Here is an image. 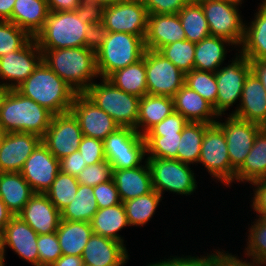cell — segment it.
I'll return each instance as SVG.
<instances>
[{"mask_svg": "<svg viewBox=\"0 0 266 266\" xmlns=\"http://www.w3.org/2000/svg\"><path fill=\"white\" fill-rule=\"evenodd\" d=\"M53 114L17 89L4 90L0 97V124L7 133L24 132L43 137Z\"/></svg>", "mask_w": 266, "mask_h": 266, "instance_id": "1", "label": "cell"}, {"mask_svg": "<svg viewBox=\"0 0 266 266\" xmlns=\"http://www.w3.org/2000/svg\"><path fill=\"white\" fill-rule=\"evenodd\" d=\"M40 50L45 64L77 93H84L99 78L96 53L86 47Z\"/></svg>", "mask_w": 266, "mask_h": 266, "instance_id": "2", "label": "cell"}, {"mask_svg": "<svg viewBox=\"0 0 266 266\" xmlns=\"http://www.w3.org/2000/svg\"><path fill=\"white\" fill-rule=\"evenodd\" d=\"M53 115L70 112L77 92L62 80L44 61L16 88Z\"/></svg>", "mask_w": 266, "mask_h": 266, "instance_id": "3", "label": "cell"}, {"mask_svg": "<svg viewBox=\"0 0 266 266\" xmlns=\"http://www.w3.org/2000/svg\"><path fill=\"white\" fill-rule=\"evenodd\" d=\"M145 37L125 32H109L102 47L96 52L99 78L136 63L146 51Z\"/></svg>", "mask_w": 266, "mask_h": 266, "instance_id": "4", "label": "cell"}, {"mask_svg": "<svg viewBox=\"0 0 266 266\" xmlns=\"http://www.w3.org/2000/svg\"><path fill=\"white\" fill-rule=\"evenodd\" d=\"M83 22L76 11H49L42 30L34 37L40 49L85 47Z\"/></svg>", "mask_w": 266, "mask_h": 266, "instance_id": "5", "label": "cell"}, {"mask_svg": "<svg viewBox=\"0 0 266 266\" xmlns=\"http://www.w3.org/2000/svg\"><path fill=\"white\" fill-rule=\"evenodd\" d=\"M100 82H94L84 94L120 127L137 131L140 98L117 88L107 78H102Z\"/></svg>", "mask_w": 266, "mask_h": 266, "instance_id": "6", "label": "cell"}, {"mask_svg": "<svg viewBox=\"0 0 266 266\" xmlns=\"http://www.w3.org/2000/svg\"><path fill=\"white\" fill-rule=\"evenodd\" d=\"M146 158L151 170L153 189L162 197L165 191L188 196L197 190L198 182L191 165L177 159Z\"/></svg>", "mask_w": 266, "mask_h": 266, "instance_id": "7", "label": "cell"}, {"mask_svg": "<svg viewBox=\"0 0 266 266\" xmlns=\"http://www.w3.org/2000/svg\"><path fill=\"white\" fill-rule=\"evenodd\" d=\"M197 1L204 11L210 34L225 38L232 42L234 47L239 48L244 38L246 22L239 13L242 3L236 0Z\"/></svg>", "mask_w": 266, "mask_h": 266, "instance_id": "8", "label": "cell"}, {"mask_svg": "<svg viewBox=\"0 0 266 266\" xmlns=\"http://www.w3.org/2000/svg\"><path fill=\"white\" fill-rule=\"evenodd\" d=\"M104 154L112 169H132L146 157L145 139L135 129L119 127L103 140Z\"/></svg>", "mask_w": 266, "mask_h": 266, "instance_id": "9", "label": "cell"}, {"mask_svg": "<svg viewBox=\"0 0 266 266\" xmlns=\"http://www.w3.org/2000/svg\"><path fill=\"white\" fill-rule=\"evenodd\" d=\"M239 53V54H238ZM231 63L224 64L215 72L217 83L216 113L225 116V112L241 100L244 82L251 72L250 61L240 52ZM226 65V66H225Z\"/></svg>", "mask_w": 266, "mask_h": 266, "instance_id": "10", "label": "cell"}, {"mask_svg": "<svg viewBox=\"0 0 266 266\" xmlns=\"http://www.w3.org/2000/svg\"><path fill=\"white\" fill-rule=\"evenodd\" d=\"M226 114L227 117L224 122L221 119V115L218 117L216 124L223 130L226 138L231 163V183H235V172L243 165L246 156L253 147L257 133L263 127L259 124L236 118L230 112L229 115L228 113Z\"/></svg>", "mask_w": 266, "mask_h": 266, "instance_id": "11", "label": "cell"}, {"mask_svg": "<svg viewBox=\"0 0 266 266\" xmlns=\"http://www.w3.org/2000/svg\"><path fill=\"white\" fill-rule=\"evenodd\" d=\"M42 61L43 53L34 38L23 48L0 57V88L16 89Z\"/></svg>", "mask_w": 266, "mask_h": 266, "instance_id": "12", "label": "cell"}, {"mask_svg": "<svg viewBox=\"0 0 266 266\" xmlns=\"http://www.w3.org/2000/svg\"><path fill=\"white\" fill-rule=\"evenodd\" d=\"M147 94L173 97L185 84V74L158 51H145Z\"/></svg>", "mask_w": 266, "mask_h": 266, "instance_id": "13", "label": "cell"}, {"mask_svg": "<svg viewBox=\"0 0 266 266\" xmlns=\"http://www.w3.org/2000/svg\"><path fill=\"white\" fill-rule=\"evenodd\" d=\"M198 163L206 168L213 180L230 187L231 163L226 138L216 123L211 124L205 131Z\"/></svg>", "mask_w": 266, "mask_h": 266, "instance_id": "14", "label": "cell"}, {"mask_svg": "<svg viewBox=\"0 0 266 266\" xmlns=\"http://www.w3.org/2000/svg\"><path fill=\"white\" fill-rule=\"evenodd\" d=\"M148 15L142 0H121L103 8L102 23L109 32H125L145 37Z\"/></svg>", "mask_w": 266, "mask_h": 266, "instance_id": "15", "label": "cell"}, {"mask_svg": "<svg viewBox=\"0 0 266 266\" xmlns=\"http://www.w3.org/2000/svg\"><path fill=\"white\" fill-rule=\"evenodd\" d=\"M83 136L77 118L70 111L53 115L41 142L60 160L78 150Z\"/></svg>", "mask_w": 266, "mask_h": 266, "instance_id": "16", "label": "cell"}, {"mask_svg": "<svg viewBox=\"0 0 266 266\" xmlns=\"http://www.w3.org/2000/svg\"><path fill=\"white\" fill-rule=\"evenodd\" d=\"M77 118L84 136L104 140L120 126L84 93H77L70 110Z\"/></svg>", "mask_w": 266, "mask_h": 266, "instance_id": "17", "label": "cell"}, {"mask_svg": "<svg viewBox=\"0 0 266 266\" xmlns=\"http://www.w3.org/2000/svg\"><path fill=\"white\" fill-rule=\"evenodd\" d=\"M60 172V161L40 142L25 161L23 178L35 193L44 194Z\"/></svg>", "mask_w": 266, "mask_h": 266, "instance_id": "18", "label": "cell"}, {"mask_svg": "<svg viewBox=\"0 0 266 266\" xmlns=\"http://www.w3.org/2000/svg\"><path fill=\"white\" fill-rule=\"evenodd\" d=\"M2 239L5 255L9 247L28 264L39 266L38 234L18 216H14L5 226Z\"/></svg>", "mask_w": 266, "mask_h": 266, "instance_id": "19", "label": "cell"}, {"mask_svg": "<svg viewBox=\"0 0 266 266\" xmlns=\"http://www.w3.org/2000/svg\"><path fill=\"white\" fill-rule=\"evenodd\" d=\"M17 216L38 235L56 232L61 221V212L42 193H35Z\"/></svg>", "mask_w": 266, "mask_h": 266, "instance_id": "20", "label": "cell"}, {"mask_svg": "<svg viewBox=\"0 0 266 266\" xmlns=\"http://www.w3.org/2000/svg\"><path fill=\"white\" fill-rule=\"evenodd\" d=\"M40 142L41 138L31 133H7L0 145V173L21 172L25 161Z\"/></svg>", "mask_w": 266, "mask_h": 266, "instance_id": "21", "label": "cell"}, {"mask_svg": "<svg viewBox=\"0 0 266 266\" xmlns=\"http://www.w3.org/2000/svg\"><path fill=\"white\" fill-rule=\"evenodd\" d=\"M231 115L266 127V92L252 71L244 82L240 104Z\"/></svg>", "mask_w": 266, "mask_h": 266, "instance_id": "22", "label": "cell"}, {"mask_svg": "<svg viewBox=\"0 0 266 266\" xmlns=\"http://www.w3.org/2000/svg\"><path fill=\"white\" fill-rule=\"evenodd\" d=\"M128 254L125 244L93 233L81 257L83 264L125 266L130 259Z\"/></svg>", "mask_w": 266, "mask_h": 266, "instance_id": "23", "label": "cell"}, {"mask_svg": "<svg viewBox=\"0 0 266 266\" xmlns=\"http://www.w3.org/2000/svg\"><path fill=\"white\" fill-rule=\"evenodd\" d=\"M145 47L158 51L176 41L186 40L178 14H149Z\"/></svg>", "mask_w": 266, "mask_h": 266, "instance_id": "24", "label": "cell"}, {"mask_svg": "<svg viewBox=\"0 0 266 266\" xmlns=\"http://www.w3.org/2000/svg\"><path fill=\"white\" fill-rule=\"evenodd\" d=\"M112 179L121 202L148 194L153 190L152 175L147 160L132 169H113Z\"/></svg>", "mask_w": 266, "mask_h": 266, "instance_id": "25", "label": "cell"}, {"mask_svg": "<svg viewBox=\"0 0 266 266\" xmlns=\"http://www.w3.org/2000/svg\"><path fill=\"white\" fill-rule=\"evenodd\" d=\"M172 98L174 111L180 113L189 122L214 124L218 120L219 116L213 106L185 84Z\"/></svg>", "mask_w": 266, "mask_h": 266, "instance_id": "26", "label": "cell"}, {"mask_svg": "<svg viewBox=\"0 0 266 266\" xmlns=\"http://www.w3.org/2000/svg\"><path fill=\"white\" fill-rule=\"evenodd\" d=\"M259 4L251 23H245L240 50L236 49L249 61L266 60V0Z\"/></svg>", "mask_w": 266, "mask_h": 266, "instance_id": "27", "label": "cell"}, {"mask_svg": "<svg viewBox=\"0 0 266 266\" xmlns=\"http://www.w3.org/2000/svg\"><path fill=\"white\" fill-rule=\"evenodd\" d=\"M48 14L46 0H16L11 22L34 38L42 30Z\"/></svg>", "mask_w": 266, "mask_h": 266, "instance_id": "28", "label": "cell"}, {"mask_svg": "<svg viewBox=\"0 0 266 266\" xmlns=\"http://www.w3.org/2000/svg\"><path fill=\"white\" fill-rule=\"evenodd\" d=\"M230 45L234 46L229 40L212 35L195 43L194 69L215 73L226 60Z\"/></svg>", "mask_w": 266, "mask_h": 266, "instance_id": "29", "label": "cell"}, {"mask_svg": "<svg viewBox=\"0 0 266 266\" xmlns=\"http://www.w3.org/2000/svg\"><path fill=\"white\" fill-rule=\"evenodd\" d=\"M174 112L173 98L146 94L140 98L137 132L144 136L152 127Z\"/></svg>", "mask_w": 266, "mask_h": 266, "instance_id": "30", "label": "cell"}, {"mask_svg": "<svg viewBox=\"0 0 266 266\" xmlns=\"http://www.w3.org/2000/svg\"><path fill=\"white\" fill-rule=\"evenodd\" d=\"M34 194L20 172L0 173V198L14 216H17Z\"/></svg>", "mask_w": 266, "mask_h": 266, "instance_id": "31", "label": "cell"}, {"mask_svg": "<svg viewBox=\"0 0 266 266\" xmlns=\"http://www.w3.org/2000/svg\"><path fill=\"white\" fill-rule=\"evenodd\" d=\"M62 255L82 256L84 247L93 234L91 222L60 221L56 231Z\"/></svg>", "mask_w": 266, "mask_h": 266, "instance_id": "32", "label": "cell"}, {"mask_svg": "<svg viewBox=\"0 0 266 266\" xmlns=\"http://www.w3.org/2000/svg\"><path fill=\"white\" fill-rule=\"evenodd\" d=\"M266 179V127L255 138L243 165L235 172V182L248 184Z\"/></svg>", "mask_w": 266, "mask_h": 266, "instance_id": "33", "label": "cell"}, {"mask_svg": "<svg viewBox=\"0 0 266 266\" xmlns=\"http://www.w3.org/2000/svg\"><path fill=\"white\" fill-rule=\"evenodd\" d=\"M91 226L94 234L114 239L124 244L125 240L118 233L130 225L123 203L107 208H99L94 214Z\"/></svg>", "mask_w": 266, "mask_h": 266, "instance_id": "34", "label": "cell"}, {"mask_svg": "<svg viewBox=\"0 0 266 266\" xmlns=\"http://www.w3.org/2000/svg\"><path fill=\"white\" fill-rule=\"evenodd\" d=\"M117 88L139 98L147 94L145 53L136 63L113 72L108 78Z\"/></svg>", "mask_w": 266, "mask_h": 266, "instance_id": "35", "label": "cell"}, {"mask_svg": "<svg viewBox=\"0 0 266 266\" xmlns=\"http://www.w3.org/2000/svg\"><path fill=\"white\" fill-rule=\"evenodd\" d=\"M210 125L202 122H188L181 133L177 160L198 166L204 134Z\"/></svg>", "mask_w": 266, "mask_h": 266, "instance_id": "36", "label": "cell"}, {"mask_svg": "<svg viewBox=\"0 0 266 266\" xmlns=\"http://www.w3.org/2000/svg\"><path fill=\"white\" fill-rule=\"evenodd\" d=\"M178 15L186 40L197 43L211 35L204 11L197 0H190Z\"/></svg>", "mask_w": 266, "mask_h": 266, "instance_id": "37", "label": "cell"}, {"mask_svg": "<svg viewBox=\"0 0 266 266\" xmlns=\"http://www.w3.org/2000/svg\"><path fill=\"white\" fill-rule=\"evenodd\" d=\"M98 209L93 187L79 184L74 199L61 211V219L91 222Z\"/></svg>", "mask_w": 266, "mask_h": 266, "instance_id": "38", "label": "cell"}, {"mask_svg": "<svg viewBox=\"0 0 266 266\" xmlns=\"http://www.w3.org/2000/svg\"><path fill=\"white\" fill-rule=\"evenodd\" d=\"M162 198L163 197L153 189L148 194L122 202L130 227H144L154 216L156 209L163 200Z\"/></svg>", "mask_w": 266, "mask_h": 266, "instance_id": "39", "label": "cell"}, {"mask_svg": "<svg viewBox=\"0 0 266 266\" xmlns=\"http://www.w3.org/2000/svg\"><path fill=\"white\" fill-rule=\"evenodd\" d=\"M78 186L79 183L75 176L60 171L44 194L61 212L74 199Z\"/></svg>", "mask_w": 266, "mask_h": 266, "instance_id": "40", "label": "cell"}, {"mask_svg": "<svg viewBox=\"0 0 266 266\" xmlns=\"http://www.w3.org/2000/svg\"><path fill=\"white\" fill-rule=\"evenodd\" d=\"M185 85L209 102L216 112L218 88L214 72L192 69L185 74Z\"/></svg>", "mask_w": 266, "mask_h": 266, "instance_id": "41", "label": "cell"}, {"mask_svg": "<svg viewBox=\"0 0 266 266\" xmlns=\"http://www.w3.org/2000/svg\"><path fill=\"white\" fill-rule=\"evenodd\" d=\"M158 52L169 59L184 74L194 69V42L188 40L176 41L161 47Z\"/></svg>", "mask_w": 266, "mask_h": 266, "instance_id": "42", "label": "cell"}, {"mask_svg": "<svg viewBox=\"0 0 266 266\" xmlns=\"http://www.w3.org/2000/svg\"><path fill=\"white\" fill-rule=\"evenodd\" d=\"M143 137L146 144V157L177 159L181 133Z\"/></svg>", "mask_w": 266, "mask_h": 266, "instance_id": "43", "label": "cell"}, {"mask_svg": "<svg viewBox=\"0 0 266 266\" xmlns=\"http://www.w3.org/2000/svg\"><path fill=\"white\" fill-rule=\"evenodd\" d=\"M32 37L10 21H0V57L23 48Z\"/></svg>", "mask_w": 266, "mask_h": 266, "instance_id": "44", "label": "cell"}, {"mask_svg": "<svg viewBox=\"0 0 266 266\" xmlns=\"http://www.w3.org/2000/svg\"><path fill=\"white\" fill-rule=\"evenodd\" d=\"M245 256L254 258L263 266L266 265V226L258 219L248 228Z\"/></svg>", "mask_w": 266, "mask_h": 266, "instance_id": "45", "label": "cell"}, {"mask_svg": "<svg viewBox=\"0 0 266 266\" xmlns=\"http://www.w3.org/2000/svg\"><path fill=\"white\" fill-rule=\"evenodd\" d=\"M207 255L192 256H170L168 259H160L158 262H150L146 266H218V249H214L213 253H205Z\"/></svg>", "mask_w": 266, "mask_h": 266, "instance_id": "46", "label": "cell"}, {"mask_svg": "<svg viewBox=\"0 0 266 266\" xmlns=\"http://www.w3.org/2000/svg\"><path fill=\"white\" fill-rule=\"evenodd\" d=\"M112 166L106 160L86 167L77 175L76 179L79 184L95 187L112 179Z\"/></svg>", "mask_w": 266, "mask_h": 266, "instance_id": "47", "label": "cell"}, {"mask_svg": "<svg viewBox=\"0 0 266 266\" xmlns=\"http://www.w3.org/2000/svg\"><path fill=\"white\" fill-rule=\"evenodd\" d=\"M37 247L39 266H51L62 256L56 232L38 235Z\"/></svg>", "mask_w": 266, "mask_h": 266, "instance_id": "48", "label": "cell"}, {"mask_svg": "<svg viewBox=\"0 0 266 266\" xmlns=\"http://www.w3.org/2000/svg\"><path fill=\"white\" fill-rule=\"evenodd\" d=\"M188 120L178 112H173L161 122L152 127L144 136H163V134L182 133Z\"/></svg>", "mask_w": 266, "mask_h": 266, "instance_id": "49", "label": "cell"}, {"mask_svg": "<svg viewBox=\"0 0 266 266\" xmlns=\"http://www.w3.org/2000/svg\"><path fill=\"white\" fill-rule=\"evenodd\" d=\"M78 151L81 153L86 165L106 161L102 140L83 136Z\"/></svg>", "mask_w": 266, "mask_h": 266, "instance_id": "50", "label": "cell"}, {"mask_svg": "<svg viewBox=\"0 0 266 266\" xmlns=\"http://www.w3.org/2000/svg\"><path fill=\"white\" fill-rule=\"evenodd\" d=\"M93 194L99 208H107L122 203L113 179L93 187Z\"/></svg>", "mask_w": 266, "mask_h": 266, "instance_id": "51", "label": "cell"}, {"mask_svg": "<svg viewBox=\"0 0 266 266\" xmlns=\"http://www.w3.org/2000/svg\"><path fill=\"white\" fill-rule=\"evenodd\" d=\"M148 14H178L190 0H142Z\"/></svg>", "mask_w": 266, "mask_h": 266, "instance_id": "52", "label": "cell"}, {"mask_svg": "<svg viewBox=\"0 0 266 266\" xmlns=\"http://www.w3.org/2000/svg\"><path fill=\"white\" fill-rule=\"evenodd\" d=\"M103 6L90 0H81L75 9L78 17L85 23L96 24L102 22Z\"/></svg>", "mask_w": 266, "mask_h": 266, "instance_id": "53", "label": "cell"}, {"mask_svg": "<svg viewBox=\"0 0 266 266\" xmlns=\"http://www.w3.org/2000/svg\"><path fill=\"white\" fill-rule=\"evenodd\" d=\"M108 34L109 30L102 22L90 24L85 31V47L96 53L102 47Z\"/></svg>", "mask_w": 266, "mask_h": 266, "instance_id": "54", "label": "cell"}, {"mask_svg": "<svg viewBox=\"0 0 266 266\" xmlns=\"http://www.w3.org/2000/svg\"><path fill=\"white\" fill-rule=\"evenodd\" d=\"M253 188V197L250 202L251 209L256 213L258 218L260 215L266 214V179L254 181L250 183Z\"/></svg>", "mask_w": 266, "mask_h": 266, "instance_id": "55", "label": "cell"}, {"mask_svg": "<svg viewBox=\"0 0 266 266\" xmlns=\"http://www.w3.org/2000/svg\"><path fill=\"white\" fill-rule=\"evenodd\" d=\"M59 161L60 171L75 177H77V175L86 167V162L78 150L60 159Z\"/></svg>", "mask_w": 266, "mask_h": 266, "instance_id": "56", "label": "cell"}, {"mask_svg": "<svg viewBox=\"0 0 266 266\" xmlns=\"http://www.w3.org/2000/svg\"><path fill=\"white\" fill-rule=\"evenodd\" d=\"M249 260H241L243 258H240L237 255H233L228 251H220L218 250V266H262L263 264H260L257 262L254 258L249 257Z\"/></svg>", "mask_w": 266, "mask_h": 266, "instance_id": "57", "label": "cell"}, {"mask_svg": "<svg viewBox=\"0 0 266 266\" xmlns=\"http://www.w3.org/2000/svg\"><path fill=\"white\" fill-rule=\"evenodd\" d=\"M49 11H75L81 0H46Z\"/></svg>", "mask_w": 266, "mask_h": 266, "instance_id": "58", "label": "cell"}, {"mask_svg": "<svg viewBox=\"0 0 266 266\" xmlns=\"http://www.w3.org/2000/svg\"><path fill=\"white\" fill-rule=\"evenodd\" d=\"M251 71L257 76L262 83L266 92V60H253L250 61Z\"/></svg>", "mask_w": 266, "mask_h": 266, "instance_id": "59", "label": "cell"}, {"mask_svg": "<svg viewBox=\"0 0 266 266\" xmlns=\"http://www.w3.org/2000/svg\"><path fill=\"white\" fill-rule=\"evenodd\" d=\"M16 0H0V21H10Z\"/></svg>", "mask_w": 266, "mask_h": 266, "instance_id": "60", "label": "cell"}, {"mask_svg": "<svg viewBox=\"0 0 266 266\" xmlns=\"http://www.w3.org/2000/svg\"><path fill=\"white\" fill-rule=\"evenodd\" d=\"M51 266H83V259L79 256L62 255Z\"/></svg>", "mask_w": 266, "mask_h": 266, "instance_id": "61", "label": "cell"}, {"mask_svg": "<svg viewBox=\"0 0 266 266\" xmlns=\"http://www.w3.org/2000/svg\"><path fill=\"white\" fill-rule=\"evenodd\" d=\"M14 217V214L6 207L0 198V231L3 233L5 226Z\"/></svg>", "mask_w": 266, "mask_h": 266, "instance_id": "62", "label": "cell"}, {"mask_svg": "<svg viewBox=\"0 0 266 266\" xmlns=\"http://www.w3.org/2000/svg\"><path fill=\"white\" fill-rule=\"evenodd\" d=\"M90 1H94L96 3L101 4L103 7H105V6L113 5L116 2L121 1V0H90Z\"/></svg>", "mask_w": 266, "mask_h": 266, "instance_id": "63", "label": "cell"}, {"mask_svg": "<svg viewBox=\"0 0 266 266\" xmlns=\"http://www.w3.org/2000/svg\"><path fill=\"white\" fill-rule=\"evenodd\" d=\"M5 254H4V248L3 247H0V266H5Z\"/></svg>", "mask_w": 266, "mask_h": 266, "instance_id": "64", "label": "cell"}, {"mask_svg": "<svg viewBox=\"0 0 266 266\" xmlns=\"http://www.w3.org/2000/svg\"><path fill=\"white\" fill-rule=\"evenodd\" d=\"M7 132L3 128V126L0 124V145L3 142L4 137L6 136Z\"/></svg>", "mask_w": 266, "mask_h": 266, "instance_id": "65", "label": "cell"}, {"mask_svg": "<svg viewBox=\"0 0 266 266\" xmlns=\"http://www.w3.org/2000/svg\"><path fill=\"white\" fill-rule=\"evenodd\" d=\"M258 219L266 226V214L260 215Z\"/></svg>", "mask_w": 266, "mask_h": 266, "instance_id": "66", "label": "cell"}, {"mask_svg": "<svg viewBox=\"0 0 266 266\" xmlns=\"http://www.w3.org/2000/svg\"><path fill=\"white\" fill-rule=\"evenodd\" d=\"M0 247H3L2 232L0 231Z\"/></svg>", "mask_w": 266, "mask_h": 266, "instance_id": "67", "label": "cell"}, {"mask_svg": "<svg viewBox=\"0 0 266 266\" xmlns=\"http://www.w3.org/2000/svg\"><path fill=\"white\" fill-rule=\"evenodd\" d=\"M83 266H97V265H92V264H83Z\"/></svg>", "mask_w": 266, "mask_h": 266, "instance_id": "68", "label": "cell"}, {"mask_svg": "<svg viewBox=\"0 0 266 266\" xmlns=\"http://www.w3.org/2000/svg\"><path fill=\"white\" fill-rule=\"evenodd\" d=\"M3 91H4V89H1V88H0V97H1V95H2V93H3Z\"/></svg>", "mask_w": 266, "mask_h": 266, "instance_id": "69", "label": "cell"}]
</instances>
